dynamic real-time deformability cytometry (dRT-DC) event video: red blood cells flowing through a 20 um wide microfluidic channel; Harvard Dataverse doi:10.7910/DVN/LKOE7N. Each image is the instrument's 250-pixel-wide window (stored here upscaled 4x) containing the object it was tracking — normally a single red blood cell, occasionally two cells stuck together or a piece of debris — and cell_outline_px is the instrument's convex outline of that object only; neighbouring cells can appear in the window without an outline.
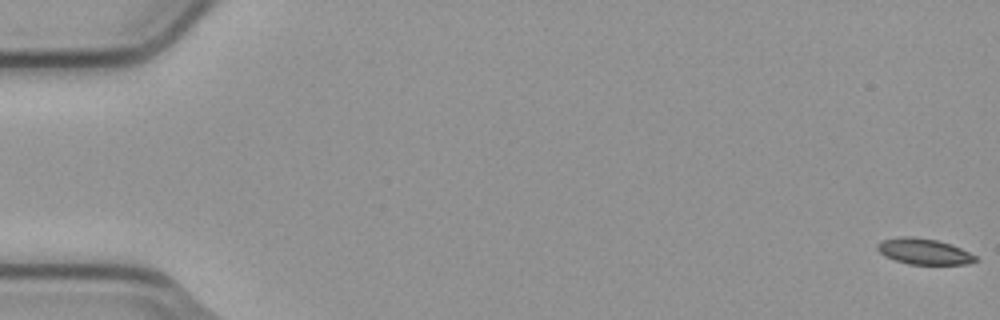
{"species": "common noctule bat (a hibernating species)", "species_latin": "Nyctalus noctula", "temperature_condition": "cold", "stored_images_in_passage": 8, "camera_frame_rate_fps": 3000, "um_per_image_px": 0.085, "animal": {"sex": "male", "body_mass_g": 23.1, "forearm_length_mm": 52.7}, "frame": {"image": 1, "passage_image": 1, "time_ms": 0.0, "image_size_px": [1000, 320], "cell_outline_px": [[976, 260], [968, 264], [908, 264], [884, 256], [876, 248], [876, 244], [884, 240], [904, 236], [912, 236], [936, 240], [960, 248], [976, 256]], "centroid_in_image_um": [78.5, 21.37], "position_along_channel_um": 6.5, "area_um2": 14.51}}
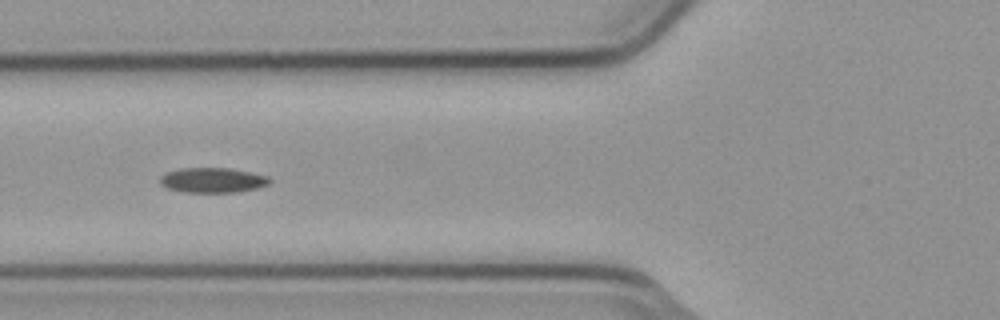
{"frame": {"image": 2, "passage_image": 6, "time_ms": 1.667, "image_size_px": [1000, 320], "cell_outline_px": [[272, 180], [268, 184], [256, 188], [240, 192], [184, 192], [168, 188], [160, 184], [160, 176], [164, 172], [180, 168], [228, 168], [268, 176]], "centroid_in_image_um": [18.04, 15.31], "position_along_channel_um": 107.8, "area_um2": 15.95}}
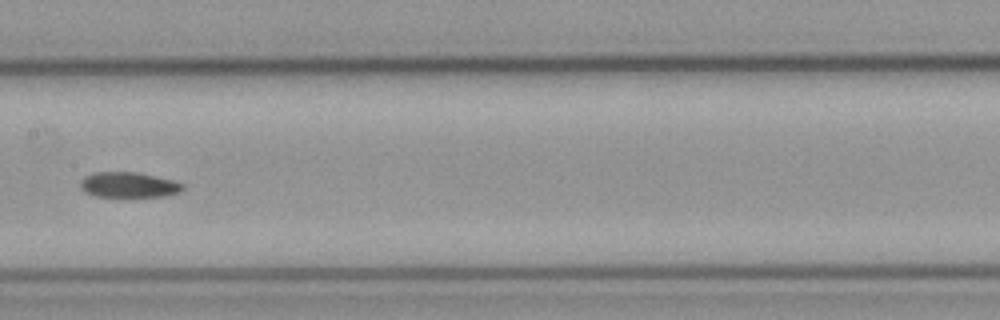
{"frame": {"image": 3, "passage_image": 8, "time_ms": 2.333, "image_size_px": [1000, 320], "cell_outline_px": [[184, 188], [180, 192], [164, 196], [120, 200], [96, 196], [84, 192], [80, 188], [80, 180], [84, 176], [96, 172], [136, 172], [172, 180], [184, 184]], "centroid_in_image_um": [10.9, 15.77], "position_along_channel_um": 196.5, "area_um2": 16.01}}